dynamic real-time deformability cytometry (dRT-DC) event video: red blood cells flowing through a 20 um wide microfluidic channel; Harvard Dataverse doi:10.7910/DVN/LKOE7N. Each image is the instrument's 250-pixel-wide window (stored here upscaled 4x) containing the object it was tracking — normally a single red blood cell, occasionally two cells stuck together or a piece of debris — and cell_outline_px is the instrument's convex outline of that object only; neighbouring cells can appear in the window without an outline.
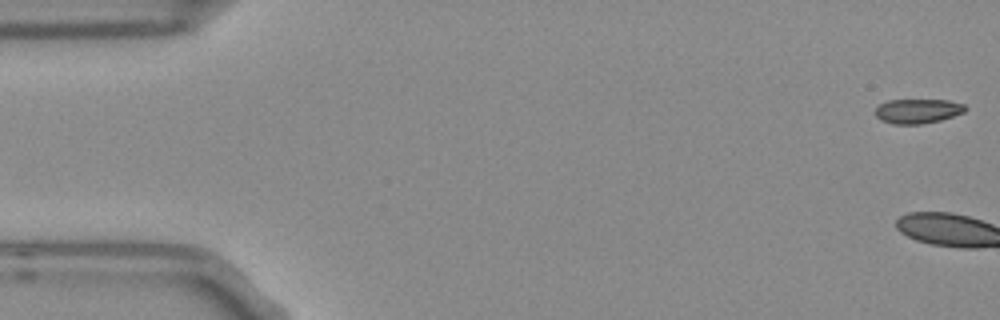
{"species": "Egyptian fruit bat (a non-hibernating species)", "species_latin": "Rousettus aegyptiacus", "temperature_condition": "room temperature", "stored_images_in_passage": 13, "segment_of_instrument_passage": [1, 2], "camera_frame_rate_fps": 3000, "um_per_image_px": 0.085, "frame": {"image": 1, "passage_image": 1, "time_ms": 0.0, "image_size_px": [1000, 320], "cell_outline_px": [[968, 108], [964, 112], [940, 120], [920, 124], [892, 124], [880, 120], [876, 116], [876, 108], [880, 104], [888, 100], [948, 100], [964, 104]], "centroid_in_image_um": [78.0, 9.44], "position_along_channel_um": 7.0, "area_um2": 12.83}}